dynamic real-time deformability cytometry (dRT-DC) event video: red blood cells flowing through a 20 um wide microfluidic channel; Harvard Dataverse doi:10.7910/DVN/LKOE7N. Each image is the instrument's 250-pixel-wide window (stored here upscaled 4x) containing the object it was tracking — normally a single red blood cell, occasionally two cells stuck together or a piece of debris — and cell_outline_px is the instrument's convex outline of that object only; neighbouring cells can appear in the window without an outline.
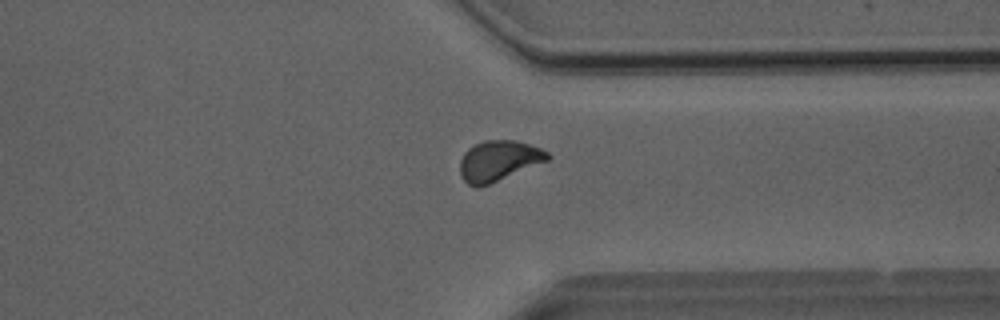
{"species": "Egyptian fruit bat (a non-hibernating species)", "species_latin": "Rousettus aegyptiacus", "temperature_condition": "room temperature", "stored_images_in_passage": 46, "camera_frame_rate_fps": 3000, "um_per_image_px": 0.085, "animal": {"sex": "male"}, "frame": {"image": 1, "passage_image": 39, "time_ms": 12.667, "image_size_px": [1000, 320], "cell_outline_px": [[552, 156], [548, 160], [488, 184], [476, 188], [468, 184], [460, 176], [460, 160], [464, 152], [468, 148], [484, 140], [516, 140], [540, 148], [548, 152]], "centroid_in_image_um": [42.36, 13.65], "position_along_channel_um": 369.0, "area_um2": 20.46}}
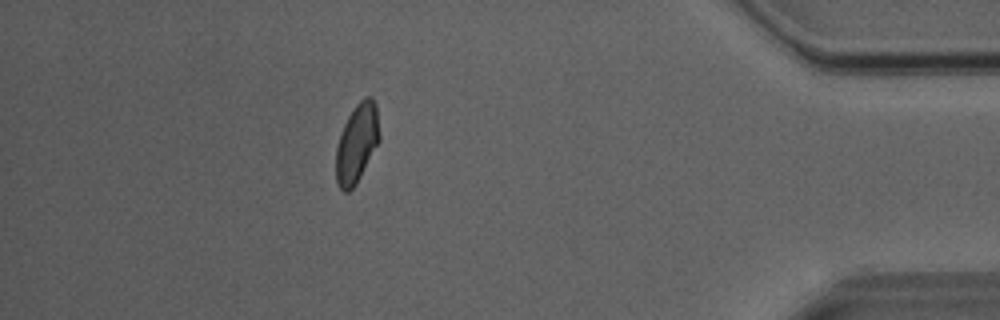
{"frame": {"image": 2, "passage_image": 45, "time_ms": 14.667, "image_size_px": [1000, 320], "cell_outline_px": [[380, 140], [356, 184], [348, 192], [344, 192], [336, 184], [336, 148], [344, 124], [348, 116], [356, 104], [364, 96], [372, 96], [376, 104], [380, 136]], "centroid_in_image_um": [30.34, 12.16], "position_along_channel_um": 404.9, "area_um2": 20.0}, "authors_computed_cell_mechanics": {"area_um2": 20.6635, "velocity_mm_per_s": 4.0588, "shape_relaxation_time_tau1_ms": 5.2239, "shape_relaxation_time_tau2_ms": 0.8324, "deformation_change_tau1": 0.1213, "deformation_change_tau2": 0.0496}}